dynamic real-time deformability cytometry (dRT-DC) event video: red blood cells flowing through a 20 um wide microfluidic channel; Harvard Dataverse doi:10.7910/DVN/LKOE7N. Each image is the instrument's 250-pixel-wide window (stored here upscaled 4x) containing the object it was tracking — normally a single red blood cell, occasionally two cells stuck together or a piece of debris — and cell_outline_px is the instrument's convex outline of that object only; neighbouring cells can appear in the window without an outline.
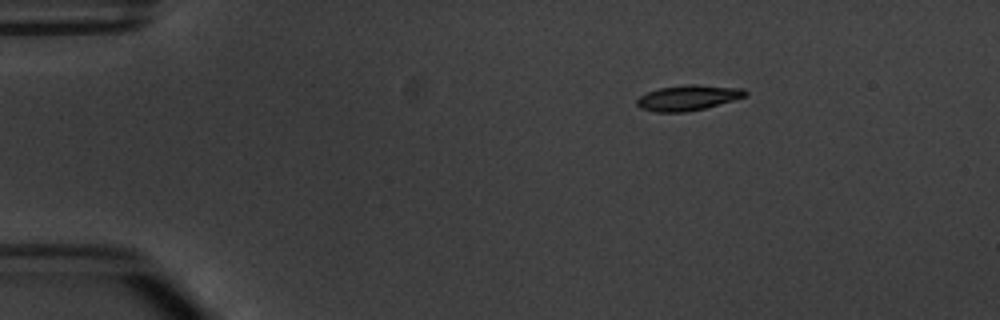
{"species": "common noctule bat (a hibernating species)", "species_latin": "Nyctalus noctula", "temperature_condition": "warm", "stored_images_in_passage": 4, "segment_of_instrument_passage": [1, 2], "camera_frame_rate_fps": 3000, "um_per_image_px": 0.085, "animal": {"sex": "male", "body_mass_g": 20.1, "forearm_length_mm": 53.5}, "frame": {"image": 1, "passage_image": 1, "time_ms": 0.0, "image_size_px": [1000, 320], "cell_outline_px": [[748, 92], [744, 96], [732, 100], [704, 108], [684, 112], [656, 112], [640, 108], [636, 104], [636, 100], [640, 96], [648, 92], [660, 88], [692, 84], [696, 84], [744, 88]], "centroid_in_image_um": [58.46, 8.3], "position_along_channel_um": 26.5, "area_um2": 15.78}}